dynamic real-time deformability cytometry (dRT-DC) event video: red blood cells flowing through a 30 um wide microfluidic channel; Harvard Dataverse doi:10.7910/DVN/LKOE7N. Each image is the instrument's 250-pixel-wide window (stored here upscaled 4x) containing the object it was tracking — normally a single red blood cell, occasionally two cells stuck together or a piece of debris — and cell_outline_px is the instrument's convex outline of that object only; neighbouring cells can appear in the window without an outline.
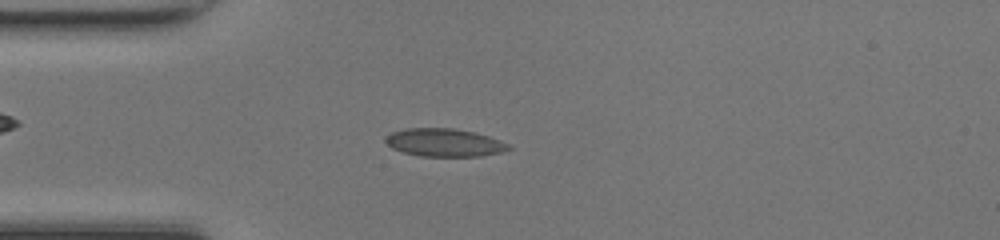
{"species": "common noctule bat (a hibernating species)", "species_latin": "Nyctalus noctula", "temperature_condition": "room temperature", "stored_images_in_passage": 47, "camera_frame_rate_fps": 3000, "um_per_image_px": 0.085, "animal": {"sex": "female", "body_mass_g": 17.0, "forearm_length_mm": 48.0}, "frame": {"image": 1, "passage_image": 12, "time_ms": 3.667, "image_size_px": [1000, 240], "cell_outline_px": [[512, 148], [504, 152], [480, 156], [420, 156], [404, 152], [392, 148], [384, 140], [392, 132], [404, 128], [452, 128], [476, 132], [500, 140], [508, 144]], "centroid_in_image_um": [37.8, 12.11], "position_along_channel_um": 47.2, "area_um2": 20.06}}
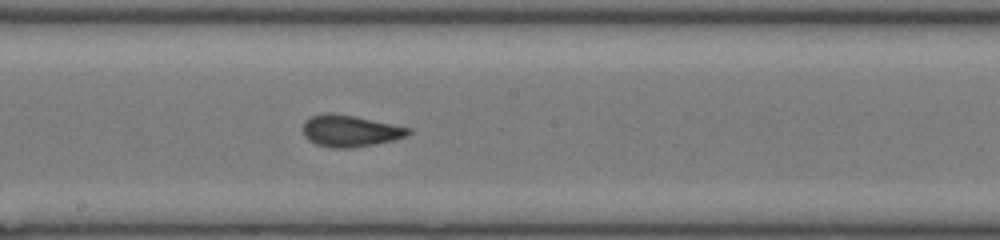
{"frame": {"image": 2, "passage_image": 25, "time_ms": 8.0, "image_size_px": [1000, 240], "cell_outline_px": [[412, 132], [408, 136], [396, 140], [352, 148], [332, 148], [316, 144], [308, 140], [304, 136], [304, 120], [312, 116], [324, 112], [328, 112], [356, 116], [412, 128]], "centroid_in_image_um": [29.79, 11.12], "position_along_channel_um": 218.4, "area_um2": 19.71}}
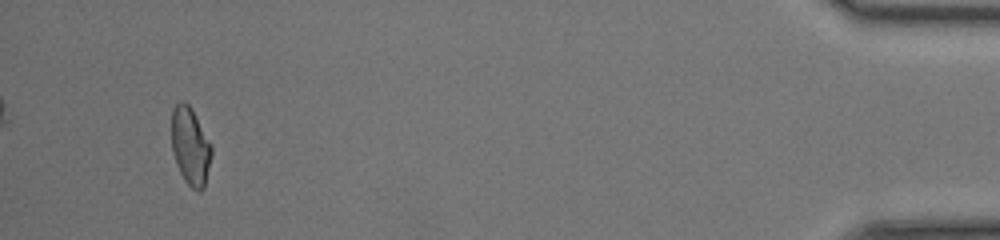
{"frame": {"image": 3, "passage_image": 45, "time_ms": 14.667, "image_size_px": [1000, 240], "cell_outline_px": [[212, 156], [204, 188], [200, 192], [196, 192], [184, 180], [176, 164], [172, 148], [172, 108], [180, 100], [184, 100], [192, 108], [212, 144]], "centroid_in_image_um": [16.2, 12.42], "position_along_channel_um": 419.0, "area_um2": 18.44}, "authors_computed_cell_mechanics": {"area_um2": 19.2474, "velocity_mm_per_s": 4.2476, "shape_relaxation_time_tau1_ms": 9.6828, "shape_relaxation_time_tau2_ms": 1.0818, "deformation_change_tau1": 0.2277, "deformation_change_tau2": 0.0558}}